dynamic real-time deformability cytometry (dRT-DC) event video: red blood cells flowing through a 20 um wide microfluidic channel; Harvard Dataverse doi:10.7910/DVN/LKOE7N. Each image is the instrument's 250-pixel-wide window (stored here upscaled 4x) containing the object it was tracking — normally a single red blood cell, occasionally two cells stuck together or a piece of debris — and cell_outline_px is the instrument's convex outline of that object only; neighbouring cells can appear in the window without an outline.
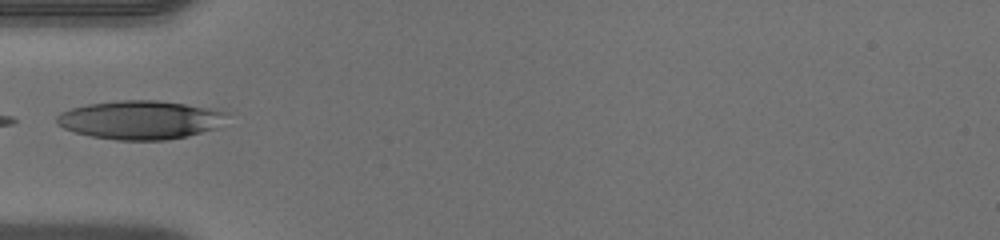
{"species": "human", "species_latin": "Homo sapiens", "temperature_condition": "warm", "stored_images_in_passage": 14, "camera_frame_rate_fps": 3000, "um_per_image_px": 0.085, "donor": {"sex": "male"}, "frame": {"image": 1, "passage_image": 1, "time_ms": 0.0, "image_size_px": [1000, 240], "cell_outline_px": [[228, 112], [216, 128], [188, 136], [168, 140], [116, 140], [92, 136], [76, 132], [64, 128], [56, 124], [56, 116], [60, 112], [72, 108], [88, 104], [116, 100], [160, 100], [212, 108]], "centroid_in_image_um": [11.9, 10.18], "position_along_channel_um": 73.1, "area_um2": 38.32}}